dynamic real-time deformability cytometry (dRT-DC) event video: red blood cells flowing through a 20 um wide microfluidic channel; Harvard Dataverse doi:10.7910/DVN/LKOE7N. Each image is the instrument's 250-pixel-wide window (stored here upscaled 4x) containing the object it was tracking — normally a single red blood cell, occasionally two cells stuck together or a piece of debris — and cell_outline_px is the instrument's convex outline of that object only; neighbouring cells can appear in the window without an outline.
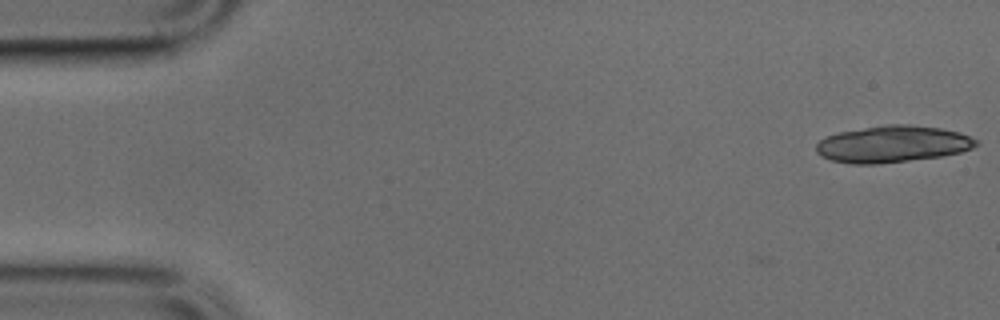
{"species": "common noctule bat (a hibernating species)", "species_latin": "Nyctalus noctula", "temperature_condition": "cold", "stored_images_in_passage": 16, "camera_frame_rate_fps": 3000, "um_per_image_px": 0.085, "animal": {"sex": "male", "body_mass_g": 17.9, "forearm_length_mm": 54.2}, "frame": {"image": 1, "passage_image": 1, "time_ms": 0.0, "image_size_px": [1000, 320], "cell_outline_px": [[980, 144], [972, 148], [960, 152], [940, 156], [876, 164], [852, 164], [832, 160], [820, 156], [816, 152], [816, 144], [824, 136], [840, 132], [888, 124], [908, 124], [940, 128], [960, 132], [976, 140]], "centroid_in_image_um": [75.85, 12.24], "position_along_channel_um": 9.2, "area_um2": 34.04}}